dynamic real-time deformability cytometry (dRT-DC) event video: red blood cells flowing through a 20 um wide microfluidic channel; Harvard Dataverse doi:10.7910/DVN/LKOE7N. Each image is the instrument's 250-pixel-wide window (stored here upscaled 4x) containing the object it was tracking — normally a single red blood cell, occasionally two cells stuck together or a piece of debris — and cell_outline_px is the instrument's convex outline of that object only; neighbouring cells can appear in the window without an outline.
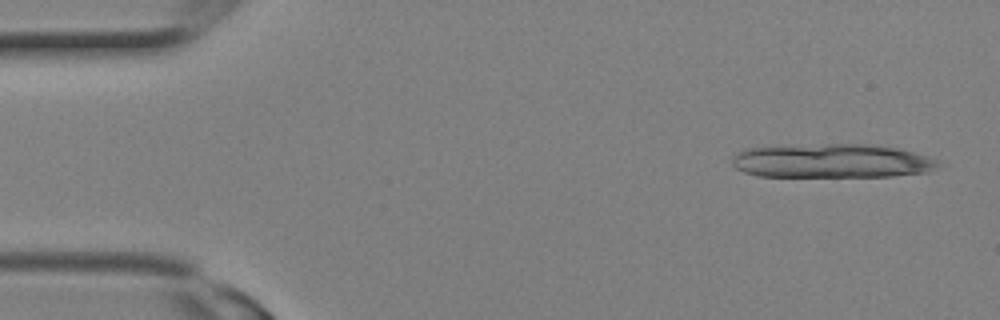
{"species": "Egyptian fruit bat (a non-hibernating species)", "species_latin": "Rousettus aegyptiacus", "temperature_condition": "room temperature", "stored_images_in_passage": 10, "camera_frame_rate_fps": 3000, "um_per_image_px": 0.085, "animal": {"sex": "female"}, "frame": {"image": 1, "passage_image": 1, "time_ms": 0.0, "image_size_px": [1000, 320], "cell_outline_px": [[948, 164], [928, 172], [892, 176], [760, 176], [744, 172], [736, 168], [732, 164], [732, 156], [736, 152], [744, 148], [828, 144], [872, 144], [900, 148], [928, 156]], "centroid_in_image_um": [70.8, 13.67], "position_along_channel_um": 14.2, "area_um2": 41.21}}